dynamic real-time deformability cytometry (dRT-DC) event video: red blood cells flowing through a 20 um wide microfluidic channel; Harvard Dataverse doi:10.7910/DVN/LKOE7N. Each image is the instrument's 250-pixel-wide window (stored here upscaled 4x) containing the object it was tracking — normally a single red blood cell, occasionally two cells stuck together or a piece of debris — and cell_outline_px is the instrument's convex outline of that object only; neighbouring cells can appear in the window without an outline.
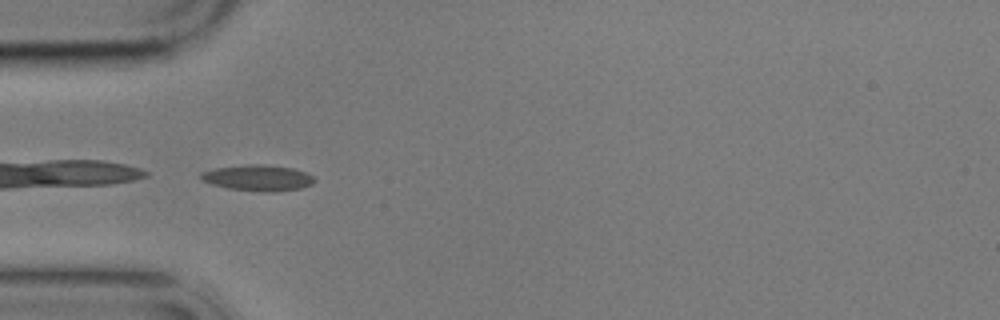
{"species": "common noctule bat (a hibernating species)", "species_latin": "Nyctalus noctula", "temperature_condition": "cold", "stored_images_in_passage": 7, "camera_frame_rate_fps": 3000, "um_per_image_px": 0.085, "animal": {"sex": "male", "body_mass_g": 17.9}, "frame": {"image": 1, "passage_image": 5, "time_ms": 4.667, "image_size_px": [1000, 320], "cell_outline_px": [[316, 180], [312, 184], [300, 188], [272, 192], [264, 192], [228, 188], [212, 184], [204, 180], [200, 176], [200, 172], [216, 168], [248, 164], [264, 164], [292, 168], [308, 172]], "centroid_in_image_um": [21.96, 15.11], "position_along_channel_um": 63.0, "area_um2": 17.11}}
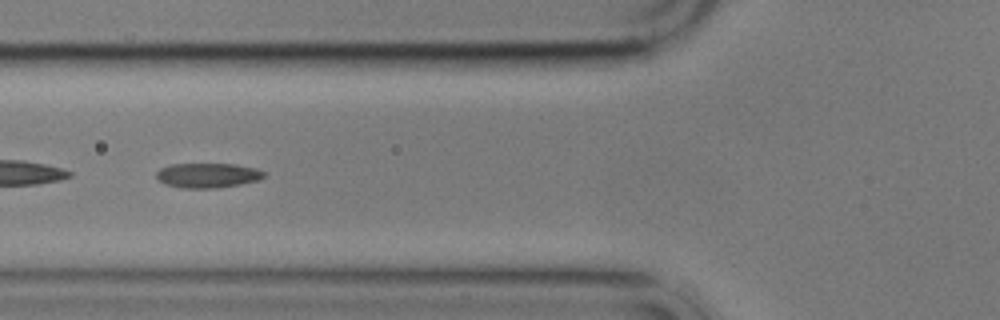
{"frame": {"image": 2, "passage_image": 6, "time_ms": 6.0, "image_size_px": [1000, 320], "cell_outline_px": [[264, 176], [260, 180], [240, 184], [216, 188], [180, 188], [164, 184], [156, 176], [156, 172], [160, 168], [172, 164], [236, 164], [256, 168], [264, 172]], "centroid_in_image_um": [17.65, 14.91], "position_along_channel_um": 108.2, "area_um2": 15.55}}
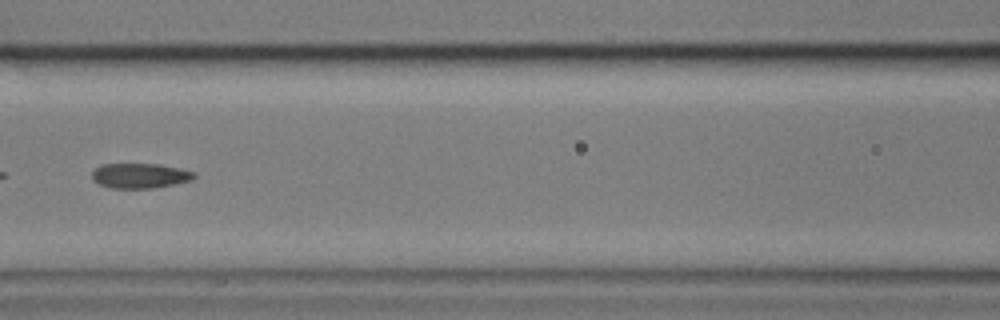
{"frame": {"image": 3, "passage_image": 7, "time_ms": 7.333, "image_size_px": [1000, 320], "cell_outline_px": [[196, 176], [192, 180], [152, 188], [108, 188], [92, 180], [92, 172], [100, 164], [160, 164], [180, 168], [196, 172]], "centroid_in_image_um": [11.89, 14.93], "position_along_channel_um": 154.7, "area_um2": 14.91}}